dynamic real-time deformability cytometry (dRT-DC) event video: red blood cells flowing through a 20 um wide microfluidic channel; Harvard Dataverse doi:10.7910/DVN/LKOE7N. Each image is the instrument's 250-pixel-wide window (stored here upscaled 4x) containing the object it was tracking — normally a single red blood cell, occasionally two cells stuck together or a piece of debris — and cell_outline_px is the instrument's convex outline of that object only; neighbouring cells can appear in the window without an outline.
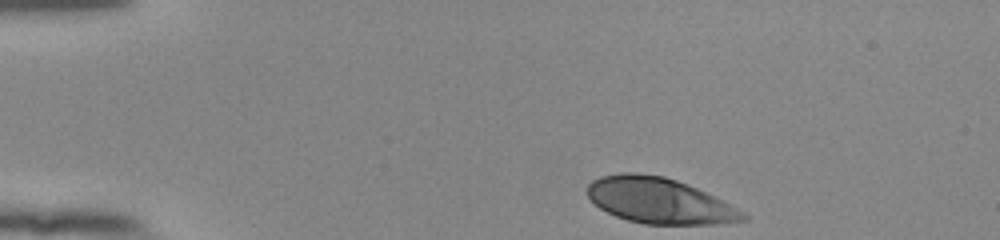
{"species": "human", "species_latin": "Homo sapiens", "temperature_condition": "room temperature", "stored_images_in_passage": 37, "camera_frame_rate_fps": 3000, "um_per_image_px": 0.085, "donor": {"sex": "female"}, "frame": {"image": 1, "passage_image": 1, "time_ms": 0.0, "image_size_px": [1000, 240], "cell_outline_px": [[748, 220], [716, 224], [644, 224], [628, 220], [616, 216], [600, 208], [588, 196], [588, 184], [592, 180], [600, 176], [624, 172], [636, 172], [664, 176], [688, 184], [736, 208], [748, 216]], "centroid_in_image_um": [56.01, 17.05], "position_along_channel_um": 29.0, "area_um2": 41.04}}
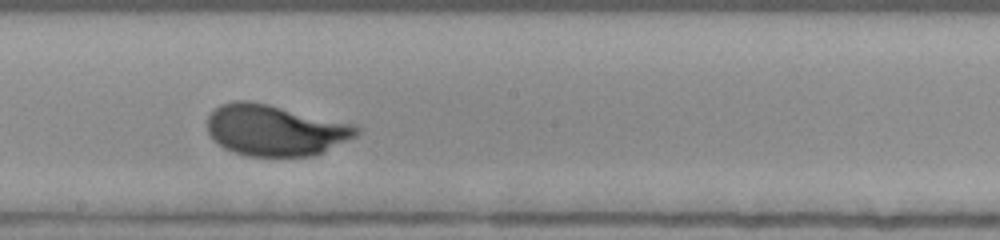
{"frame": {"image": 2, "passage_image": 22, "time_ms": 7.0, "image_size_px": [1000, 240], "cell_outline_px": [[360, 132], [356, 136], [312, 156], [248, 156], [224, 148], [212, 140], [208, 132], [208, 116], [220, 104], [236, 100], [248, 100], [268, 104], [356, 124], [360, 128]], "centroid_in_image_um": [23.38, 11.06], "position_along_channel_um": 224.8, "area_um2": 44.33}}
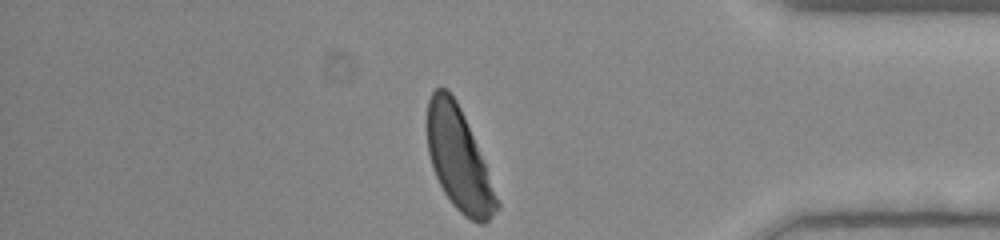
{"frame": {"image": 3, "passage_image": 37, "time_ms": 12.0, "image_size_px": [1000, 240], "cell_outline_px": [[500, 208], [484, 224], [480, 224], [464, 216], [452, 204], [444, 192], [436, 176], [428, 152], [424, 124], [428, 100], [432, 92], [436, 88], [448, 88], [456, 100], [464, 116], [484, 164], [500, 204]], "centroid_in_image_um": [38.94, 13.5], "position_along_channel_um": 396.3, "area_um2": 41.21}, "authors_computed_cell_mechanics": {"area_um2": 42.5986, "velocity_mm_per_s": 3.897, "shape_relaxation_time_tau1_ms": 2.442, "shape_relaxation_time_tau2_ms": null, "deformation_change_tau1": 0.1567, "deformation_change_tau2": null}}